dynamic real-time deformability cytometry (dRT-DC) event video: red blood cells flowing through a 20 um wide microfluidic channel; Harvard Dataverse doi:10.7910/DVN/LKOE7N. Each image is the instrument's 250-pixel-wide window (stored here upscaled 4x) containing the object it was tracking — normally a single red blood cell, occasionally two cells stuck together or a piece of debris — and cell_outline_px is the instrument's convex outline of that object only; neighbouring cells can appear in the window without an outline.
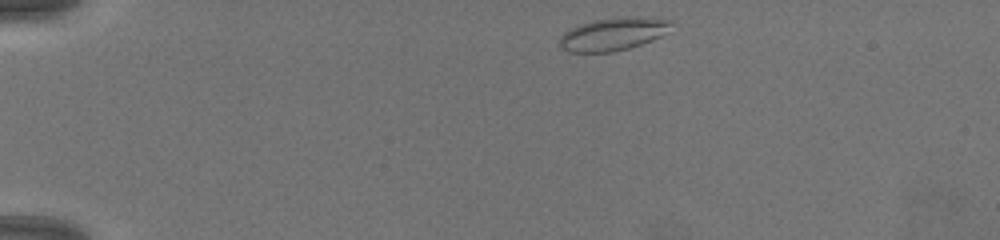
{"species": "common noctule bat (a hibernating species)", "species_latin": "Nyctalus noctula", "temperature_condition": "warm", "stored_images_in_passage": 13, "camera_frame_rate_fps": 3000, "um_per_image_px": 0.085, "animal": {"sex": "female", "body_mass_g": 19.5, "forearm_length_mm": 54.1}, "frame": {"image": 1, "passage_image": 1, "time_ms": 0.0, "image_size_px": [1000, 240], "cell_outline_px": [[672, 24], [660, 36], [652, 40], [628, 48], [612, 52], [568, 52], [560, 48], [556, 44], [560, 36], [564, 32], [580, 24], [592, 20], [628, 16], [648, 16], [672, 20]], "centroid_in_image_um": [52.07, 2.88], "position_along_channel_um": 32.9, "area_um2": 21.56}}
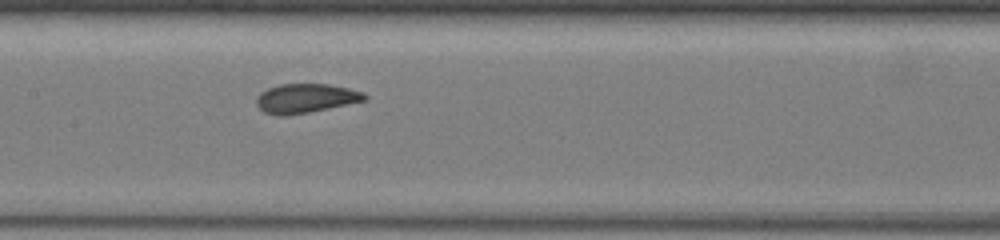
{"frame": {"image": 2, "passage_image": 9, "time_ms": 2.667, "image_size_px": [1000, 240], "cell_outline_px": [[368, 100], [308, 112], [284, 116], [280, 116], [264, 112], [256, 104], [256, 96], [260, 92], [268, 88], [280, 84], [328, 84], [348, 88], [364, 92], [368, 96]], "centroid_in_image_um": [25.98, 8.35], "position_along_channel_um": 181.4, "area_um2": 18.44}}
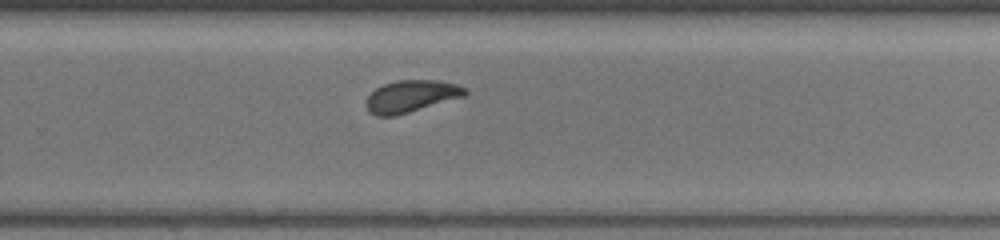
{"frame": {"image": 3, "passage_image": 13, "time_ms": 4.0, "image_size_px": [1000, 240], "cell_outline_px": [[468, 92], [464, 96], [408, 112], [392, 116], [376, 116], [368, 112], [364, 104], [368, 96], [376, 88], [384, 84], [396, 80], [440, 80], [456, 84], [468, 88]], "centroid_in_image_um": [34.93, 8.17], "position_along_channel_um": 294.9, "area_um2": 18.44}}